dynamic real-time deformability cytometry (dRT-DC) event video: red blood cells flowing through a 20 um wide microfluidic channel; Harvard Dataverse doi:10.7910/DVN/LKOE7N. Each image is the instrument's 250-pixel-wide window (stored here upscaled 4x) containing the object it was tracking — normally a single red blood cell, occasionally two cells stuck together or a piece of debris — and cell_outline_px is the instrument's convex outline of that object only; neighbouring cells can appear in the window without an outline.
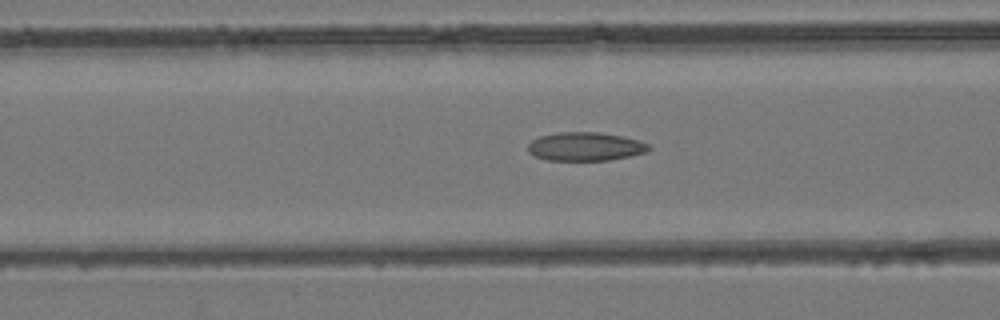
{"species": "common noctule bat (a hibernating species)", "species_latin": "Nyctalus noctula", "temperature_condition": "room temperature", "stored_images_in_passage": 51, "camera_frame_rate_fps": 3000, "um_per_image_px": 0.085, "animal": {"sex": "female", "body_mass_g": 24.6, "forearm_length_mm": 56.2}, "frame": {"image": 1, "passage_image": 21, "time_ms": 6.667, "image_size_px": [1000, 320], "cell_outline_px": [[652, 148], [648, 152], [608, 160], [548, 160], [536, 156], [528, 152], [528, 144], [532, 140], [540, 136], [560, 132], [600, 132], [640, 140], [648, 144]], "centroid_in_image_um": [49.77, 12.45], "position_along_channel_um": 116.8, "area_um2": 20.06}}
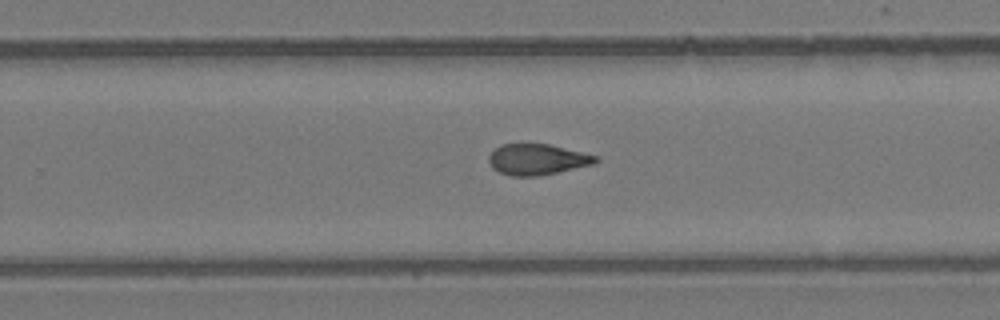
{"frame": {"image": 2, "passage_image": 33, "time_ms": 10.667, "image_size_px": [1000, 320], "cell_outline_px": [[600, 160], [592, 164], [556, 172], [536, 176], [512, 176], [500, 172], [492, 168], [488, 160], [488, 156], [500, 144], [548, 144], [596, 156]], "centroid_in_image_um": [45.61, 13.55], "position_along_channel_um": 284.2, "area_um2": 18.84}}
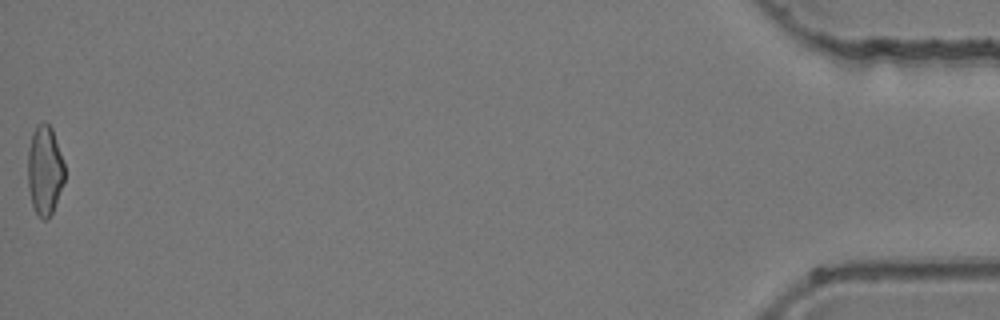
{"frame": {"image": 3, "passage_image": 51, "time_ms": 16.667, "image_size_px": [1000, 320], "cell_outline_px": [[64, 180], [52, 212], [48, 220], [44, 220], [36, 212], [32, 204], [28, 184], [28, 148], [32, 132], [36, 124], [44, 120], [52, 128], [64, 164]], "centroid_in_image_um": [3.79, 14.42], "position_along_channel_um": 431.4, "area_um2": 19.07}}